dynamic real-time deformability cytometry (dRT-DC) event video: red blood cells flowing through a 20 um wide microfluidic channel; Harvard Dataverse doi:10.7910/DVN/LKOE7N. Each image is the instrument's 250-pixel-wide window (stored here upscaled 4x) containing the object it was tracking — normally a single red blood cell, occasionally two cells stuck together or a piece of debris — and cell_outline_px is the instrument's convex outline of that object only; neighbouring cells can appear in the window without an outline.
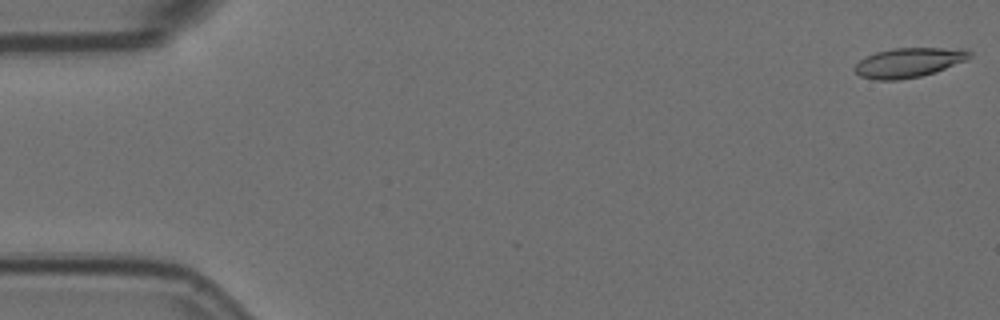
{"species": "Egyptian fruit bat (a non-hibernating species)", "species_latin": "Rousettus aegyptiacus", "temperature_condition": "room temperature", "stored_images_in_passage": 5, "camera_frame_rate_fps": 3000, "um_per_image_px": 0.085, "animal": {"sex": "female"}, "frame": {"image": 1, "passage_image": 1, "time_ms": 0.0, "image_size_px": [1000, 320], "cell_outline_px": [[972, 56], [968, 60], [936, 72], [920, 76], [896, 80], [876, 80], [860, 76], [852, 68], [860, 60], [876, 52], [892, 48], [968, 48], [972, 52]], "centroid_in_image_um": [77.3, 5.31], "position_along_channel_um": 7.7, "area_um2": 20.0}}